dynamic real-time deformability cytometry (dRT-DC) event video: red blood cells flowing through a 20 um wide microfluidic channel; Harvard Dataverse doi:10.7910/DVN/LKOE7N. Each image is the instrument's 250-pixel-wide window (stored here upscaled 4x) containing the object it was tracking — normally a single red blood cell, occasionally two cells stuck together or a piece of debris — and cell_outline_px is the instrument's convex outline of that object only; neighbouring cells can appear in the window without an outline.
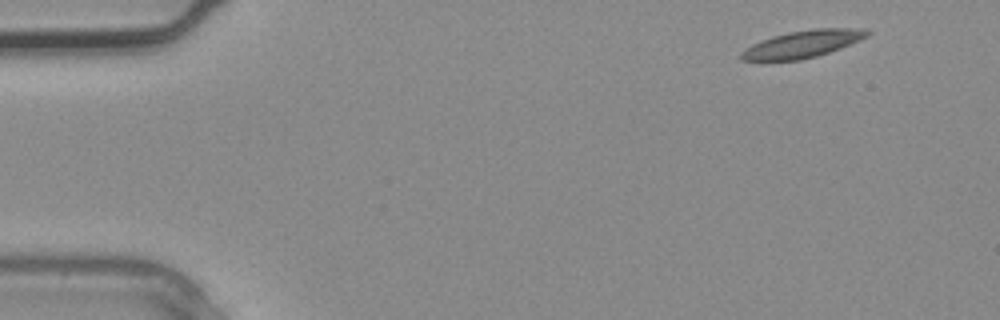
{"species": "common noctule bat (a hibernating species)", "species_latin": "Nyctalus noctula", "temperature_condition": "warm", "stored_images_in_passage": 3, "camera_frame_rate_fps": 3000, "um_per_image_px": 0.085, "animal": {"sex": "male", "body_mass_g": 20.4}, "frame": {"image": 1, "passage_image": 1, "time_ms": 0.0, "image_size_px": [1000, 320], "cell_outline_px": [[872, 32], [868, 36], [860, 40], [840, 48], [816, 56], [800, 60], [764, 64], [740, 60], [740, 52], [744, 48], [752, 44], [772, 36], [788, 32], [816, 28], [848, 28]], "centroid_in_image_um": [68.05, 3.81], "position_along_channel_um": 17.0, "area_um2": 20.58}}
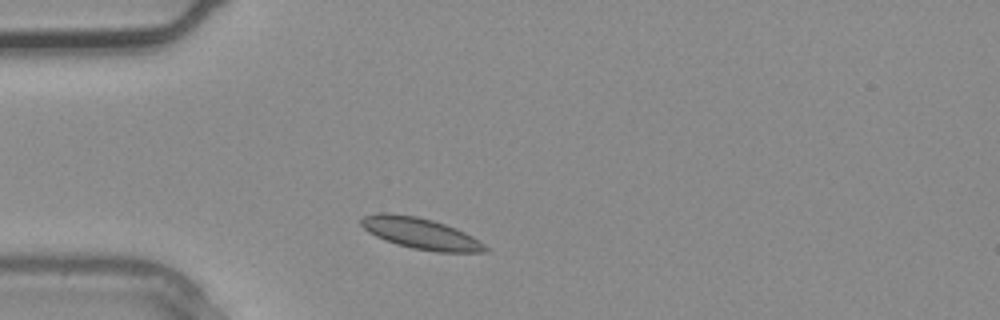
{"frame": {"image": 2, "passage_image": 3, "time_ms": 0.667, "image_size_px": [1000, 320], "cell_outline_px": [[488, 252], [436, 252], [412, 248], [396, 244], [384, 240], [368, 232], [360, 224], [360, 220], [364, 216], [380, 212], [388, 212], [416, 216], [432, 220], [456, 228], [480, 240], [488, 248]], "centroid_in_image_um": [35.74, 19.84], "position_along_channel_um": 49.3, "area_um2": 22.6}}